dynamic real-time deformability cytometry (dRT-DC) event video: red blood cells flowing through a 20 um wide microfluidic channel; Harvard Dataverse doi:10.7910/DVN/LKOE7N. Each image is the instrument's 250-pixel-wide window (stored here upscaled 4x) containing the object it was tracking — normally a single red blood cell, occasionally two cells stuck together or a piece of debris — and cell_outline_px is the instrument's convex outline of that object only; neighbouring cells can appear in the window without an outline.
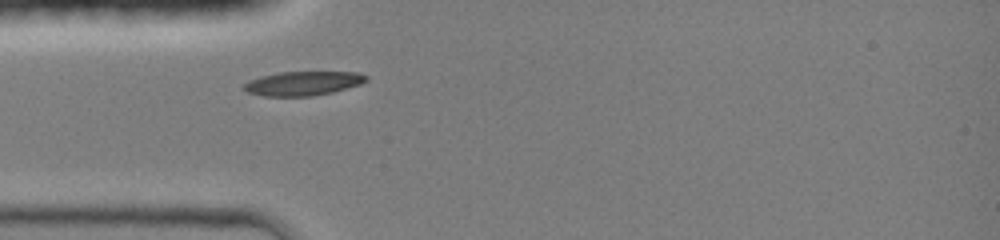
{"species": "common noctule bat (a hibernating species)", "species_latin": "Nyctalus noctula", "temperature_condition": "room temperature", "stored_images_in_passage": 28, "camera_frame_rate_fps": 3000, "um_per_image_px": 0.085, "animal": {"sex": "female", "body_mass_g": 19.0, "forearm_length_mm": 51.5}, "frame": {"image": 1, "passage_image": 1, "time_ms": 0.0, "image_size_px": [1000, 240], "cell_outline_px": [[368, 80], [360, 84], [332, 92], [312, 96], [264, 96], [248, 92], [244, 88], [244, 84], [260, 76], [280, 72], [360, 72], [368, 76]], "centroid_in_image_um": [25.8, 7.08], "position_along_channel_um": 59.2, "area_um2": 17.05}}
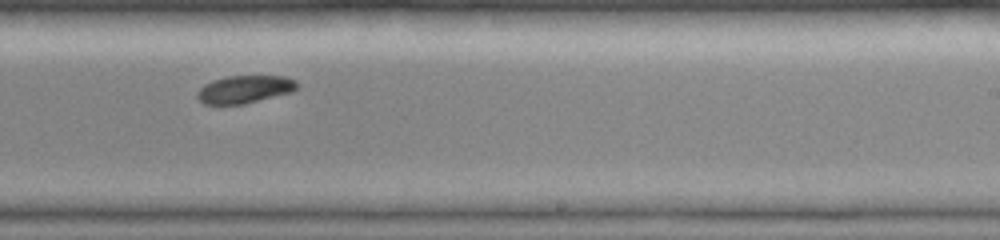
{"frame": {"image": 2, "passage_image": 16, "time_ms": 5.0, "image_size_px": [1000, 240], "cell_outline_px": [[296, 88], [292, 92], [244, 104], [204, 104], [196, 96], [200, 88], [204, 84], [212, 80], [228, 76], [288, 76], [296, 80]], "centroid_in_image_um": [20.8, 7.58], "position_along_channel_um": 268.2, "area_um2": 16.07}}
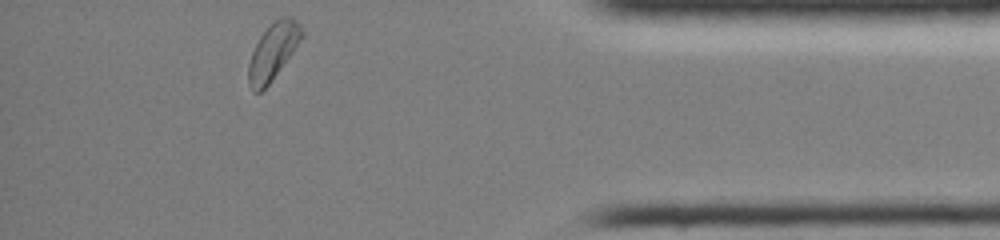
{"frame": {"image": 3, "passage_image": 28, "time_ms": 9.0, "image_size_px": [1000, 240], "cell_outline_px": [[304, 36], [268, 84], [260, 92], [252, 92], [248, 84], [248, 64], [252, 52], [260, 36], [280, 16], [292, 16], [300, 24], [304, 32]], "centroid_in_image_um": [23.21, 4.36], "position_along_channel_um": 412.0, "area_um2": 17.22}, "authors_computed_cell_mechanics": {"area_um2": 17.0799, "velocity_mm_per_s": 4.2131, "shape_relaxation_time_tau1_ms": 1.3386, "shape_relaxation_time_tau2_ms": null, "deformation_change_tau1": 0.0816, "deformation_change_tau2": null}}